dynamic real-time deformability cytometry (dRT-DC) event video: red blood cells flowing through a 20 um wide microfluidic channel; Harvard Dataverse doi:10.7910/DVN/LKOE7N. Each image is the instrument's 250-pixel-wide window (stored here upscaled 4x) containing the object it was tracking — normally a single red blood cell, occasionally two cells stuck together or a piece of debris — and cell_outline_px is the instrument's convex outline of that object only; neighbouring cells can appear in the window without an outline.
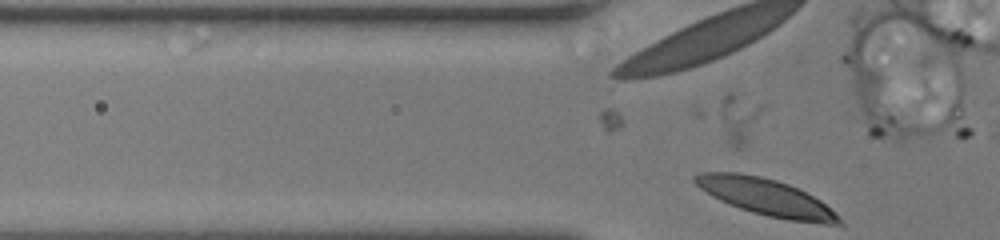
{"species": "human", "species_latin": "Homo sapiens", "temperature_condition": "room temperature", "stored_images_in_passage": 7, "camera_frame_rate_fps": 3000, "um_per_image_px": 0.085, "donor": {"sex": "female"}, "frame": {"image": 1, "passage_image": 7, "time_ms": 2.0, "image_size_px": [1000, 240], "cell_outline_px": [[844, 224], [820, 224], [788, 220], [768, 216], [752, 212], [740, 208], [720, 200], [712, 196], [700, 188], [692, 180], [692, 176], [696, 172], [736, 172], [760, 176], [776, 180], [788, 184], [820, 200]], "centroid_in_image_um": [65.04, 16.74], "position_along_channel_um": 60.8, "area_um2": 30.4}}